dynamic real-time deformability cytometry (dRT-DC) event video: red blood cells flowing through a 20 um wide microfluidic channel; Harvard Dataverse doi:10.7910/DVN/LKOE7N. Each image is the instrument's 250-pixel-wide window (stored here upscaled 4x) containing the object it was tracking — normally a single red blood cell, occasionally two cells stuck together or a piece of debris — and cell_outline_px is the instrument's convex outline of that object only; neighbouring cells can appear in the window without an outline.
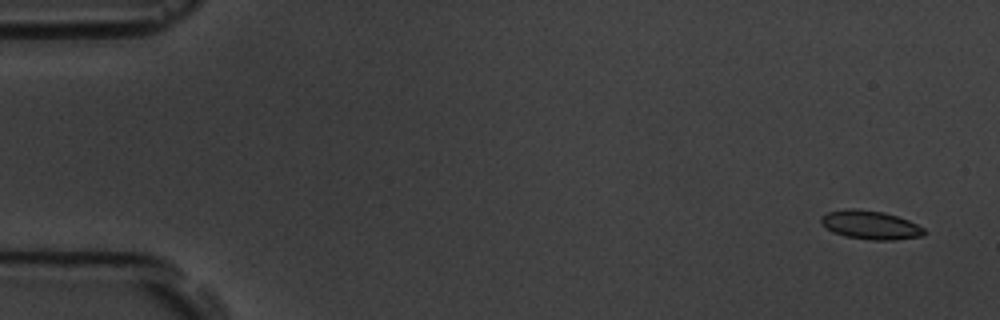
{"species": "common noctule bat (a hibernating species)", "species_latin": "Nyctalus noctula", "temperature_condition": "room temperature", "stored_images_in_passage": 6, "segment_of_instrument_passage": [1, 2], "camera_frame_rate_fps": 3000, "um_per_image_px": 0.085, "animal": {"sex": "male", "body_mass_g": 19.5, "forearm_length_mm": 54.6}, "frame": {"image": 1, "passage_image": 1, "time_ms": 0.0, "image_size_px": [1000, 320], "cell_outline_px": [[928, 232], [924, 236], [896, 240], [872, 240], [844, 236], [832, 232], [820, 220], [820, 216], [828, 212], [848, 208], [856, 208], [884, 212], [908, 220], [924, 228]], "centroid_in_image_um": [74.02, 19.12], "position_along_channel_um": 11.0, "area_um2": 17.34}}
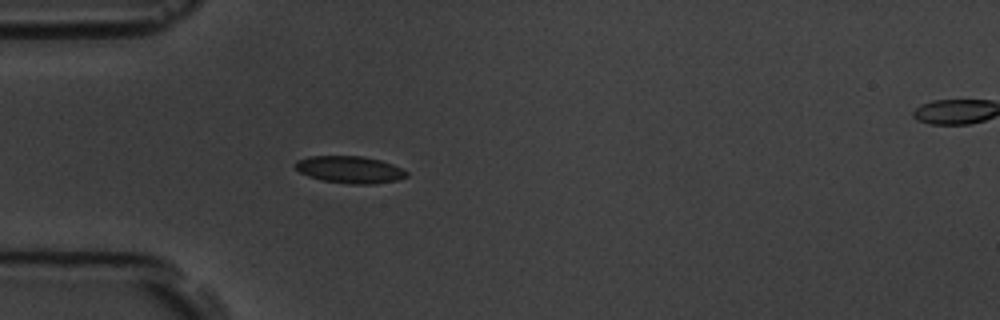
{"frame": {"image": 2, "passage_image": 5, "time_ms": 4.667, "image_size_px": [1000, 320], "cell_outline_px": [[408, 176], [396, 180], [372, 184], [352, 184], [324, 180], [308, 176], [300, 172], [292, 164], [296, 160], [308, 156], [364, 156], [380, 160], [392, 164], [408, 172]], "centroid_in_image_um": [29.7, 14.4], "position_along_channel_um": 55.3, "area_um2": 17.51}}